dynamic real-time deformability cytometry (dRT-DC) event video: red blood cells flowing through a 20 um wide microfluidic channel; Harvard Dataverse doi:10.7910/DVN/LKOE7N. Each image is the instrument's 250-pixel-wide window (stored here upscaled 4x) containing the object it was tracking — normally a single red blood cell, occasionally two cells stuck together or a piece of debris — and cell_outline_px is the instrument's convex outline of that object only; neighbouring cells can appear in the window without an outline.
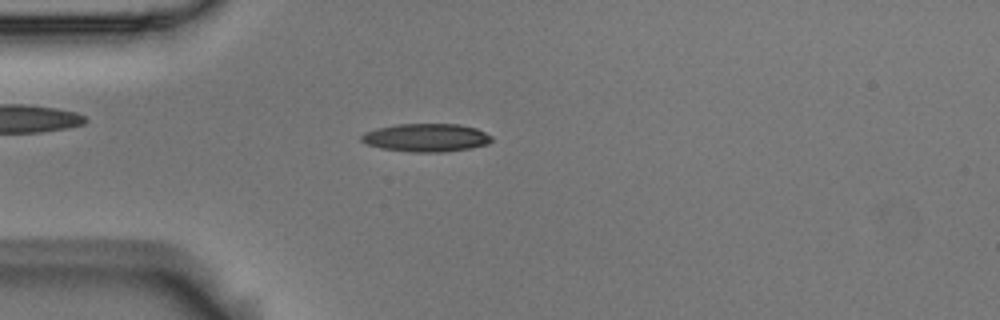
{"species": "Egyptian fruit bat (a non-hibernating species)", "species_latin": "Rousettus aegyptiacus", "temperature_condition": "room temperature", "stored_images_in_passage": 5, "camera_frame_rate_fps": 3000, "um_per_image_px": 0.085, "animal": {"sex": "male"}, "frame": {"image": 1, "passage_image": 4, "time_ms": 1.0, "image_size_px": [1000, 320], "cell_outline_px": [[492, 140], [488, 144], [468, 148], [444, 152], [416, 152], [380, 148], [368, 144], [360, 140], [360, 136], [364, 132], [376, 128], [396, 124], [460, 124], [476, 128], [492, 136]], "centroid_in_image_um": [36.21, 11.69], "position_along_channel_um": 48.8, "area_um2": 21.33}}